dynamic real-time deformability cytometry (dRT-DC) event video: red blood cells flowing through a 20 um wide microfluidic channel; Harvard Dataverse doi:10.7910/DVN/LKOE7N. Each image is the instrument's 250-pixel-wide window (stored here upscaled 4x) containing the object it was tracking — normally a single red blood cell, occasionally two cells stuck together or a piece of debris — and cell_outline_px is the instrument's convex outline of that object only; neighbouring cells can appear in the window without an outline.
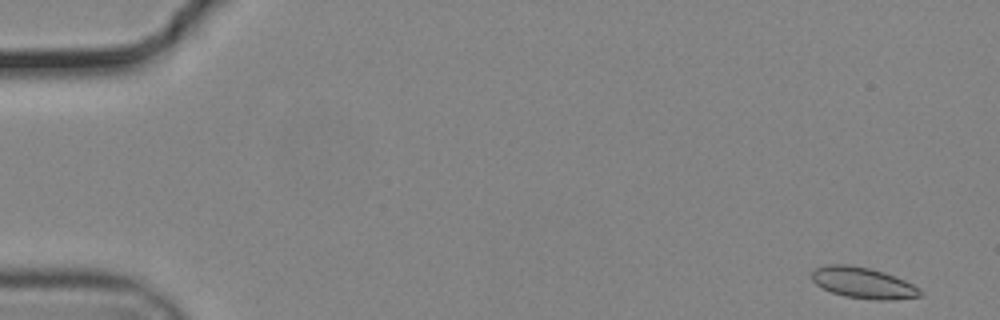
{"species": "common noctule bat (a hibernating species)", "species_latin": "Nyctalus noctula", "temperature_condition": "cold", "stored_images_in_passage": 13, "camera_frame_rate_fps": 3000, "um_per_image_px": 0.085, "animal": {"sex": "male", "body_mass_g": 19.2, "forearm_length_mm": 51.8}, "frame": {"image": 1, "passage_image": 1, "time_ms": 0.0, "image_size_px": [1000, 320], "cell_outline_px": [[920, 296], [892, 300], [876, 300], [844, 296], [832, 292], [816, 284], [812, 280], [812, 272], [816, 268], [828, 264], [848, 264], [868, 268], [884, 272], [904, 280], [920, 288]], "centroid_in_image_um": [73.35, 24.04], "position_along_channel_um": 11.6, "area_um2": 19.42}}